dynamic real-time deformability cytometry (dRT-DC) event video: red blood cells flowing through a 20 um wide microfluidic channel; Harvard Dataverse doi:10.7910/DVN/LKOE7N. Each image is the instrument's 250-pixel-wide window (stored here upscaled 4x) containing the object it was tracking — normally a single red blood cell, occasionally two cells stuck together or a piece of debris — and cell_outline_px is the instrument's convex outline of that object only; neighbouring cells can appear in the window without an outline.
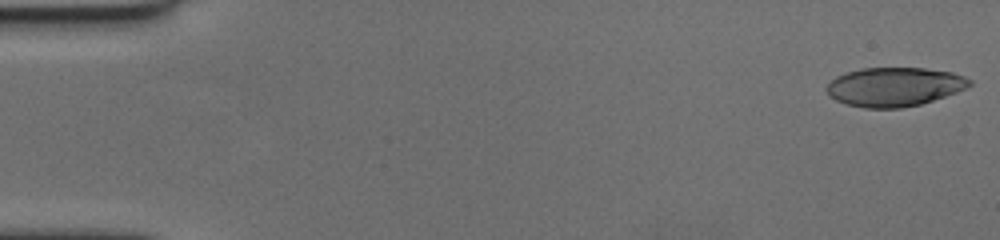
{"species": "human", "species_latin": "Homo sapiens", "temperature_condition": "cold", "stored_images_in_passage": 59, "camera_frame_rate_fps": 3000, "um_per_image_px": 0.085, "donor": {"sex": "female"}, "frame": {"image": 1, "passage_image": 1, "time_ms": 0.0, "image_size_px": [1000, 240], "cell_outline_px": [[972, 84], [968, 88], [920, 104], [900, 108], [864, 108], [848, 104], [836, 100], [824, 88], [836, 76], [860, 68], [924, 68], [952, 72], [964, 76], [972, 80]], "centroid_in_image_um": [76.04, 7.37], "position_along_channel_um": 9.0, "area_um2": 32.31}}
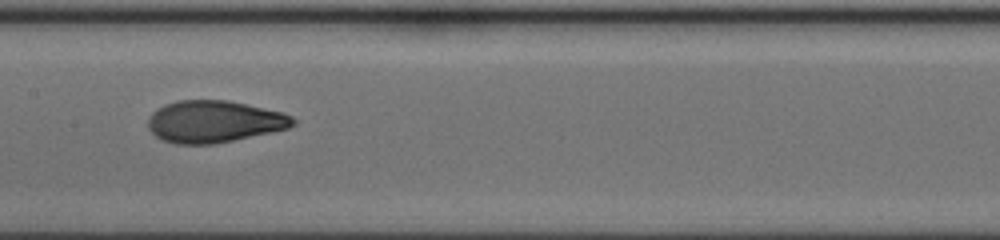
{"frame": {"image": 2, "passage_image": 30, "time_ms": 9.667, "image_size_px": [1000, 240], "cell_outline_px": [[296, 124], [288, 128], [272, 132], [216, 144], [176, 144], [160, 140], [148, 128], [148, 116], [156, 108], [164, 104], [176, 100], [228, 100], [284, 112], [292, 116], [296, 120]], "centroid_in_image_um": [18.19, 10.33], "position_along_channel_um": 189.2, "area_um2": 35.89}}
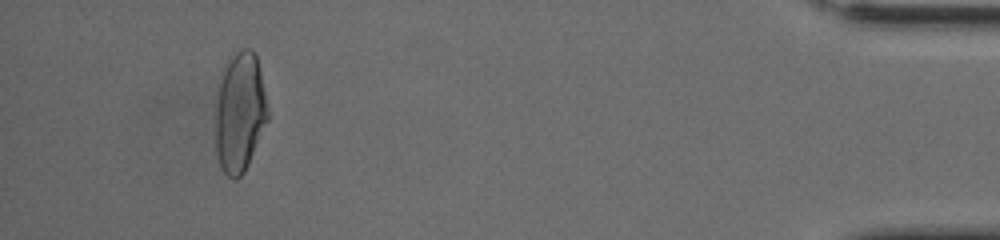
{"frame": {"image": 3, "passage_image": 55, "time_ms": 18.0, "image_size_px": [1000, 240], "cell_outline_px": [[268, 120], [248, 164], [244, 172], [236, 180], [228, 176], [220, 168], [216, 152], [216, 104], [220, 84], [224, 68], [228, 56], [240, 48], [252, 48], [256, 52], [260, 68], [268, 108]], "centroid_in_image_um": [20.39, 9.51], "position_along_channel_um": 414.8, "area_um2": 36.76}, "authors_computed_cell_mechanics": {"area_um2": 35.1424, "velocity_mm_per_s": 3.5094, "shape_relaxation_time_tau1_ms": 6.3834, "shape_relaxation_time_tau2_ms": 1.1304, "deformation_change_tau1": 0.2283, "deformation_change_tau2": 0.0644}}